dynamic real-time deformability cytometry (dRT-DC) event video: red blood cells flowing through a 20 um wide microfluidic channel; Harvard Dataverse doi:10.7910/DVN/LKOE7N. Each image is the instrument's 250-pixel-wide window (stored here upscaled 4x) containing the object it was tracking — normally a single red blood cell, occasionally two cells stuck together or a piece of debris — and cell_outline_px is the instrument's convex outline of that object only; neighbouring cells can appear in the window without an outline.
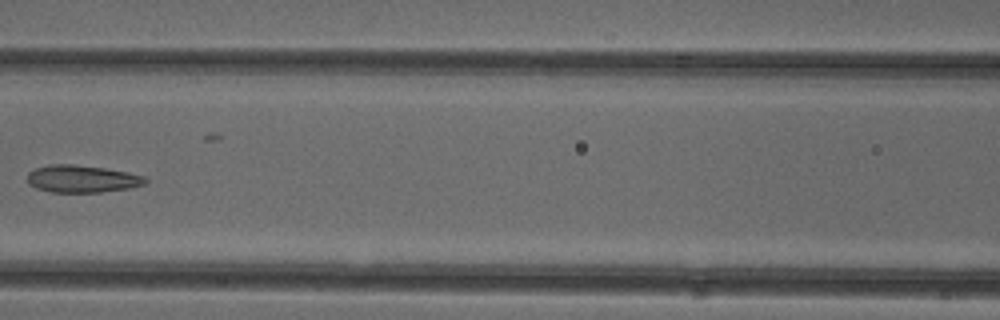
{"species": "common noctule bat (a hibernating species)", "species_latin": "Nyctalus noctula", "temperature_condition": "cold", "stored_images_in_passage": 6, "camera_frame_rate_fps": 3000, "um_per_image_px": 0.085, "animal": {"sex": "female"}, "frame": {"image": 1, "passage_image": 6, "time_ms": 1.667, "image_size_px": [1000, 320], "cell_outline_px": [[148, 180], [144, 184], [128, 188], [100, 192], [52, 192], [36, 188], [28, 184], [28, 172], [36, 168], [48, 164], [72, 164], [104, 168], [128, 172], [144, 176]], "centroid_in_image_um": [6.95, 15.2], "position_along_channel_um": 159.7, "area_um2": 18.73}}